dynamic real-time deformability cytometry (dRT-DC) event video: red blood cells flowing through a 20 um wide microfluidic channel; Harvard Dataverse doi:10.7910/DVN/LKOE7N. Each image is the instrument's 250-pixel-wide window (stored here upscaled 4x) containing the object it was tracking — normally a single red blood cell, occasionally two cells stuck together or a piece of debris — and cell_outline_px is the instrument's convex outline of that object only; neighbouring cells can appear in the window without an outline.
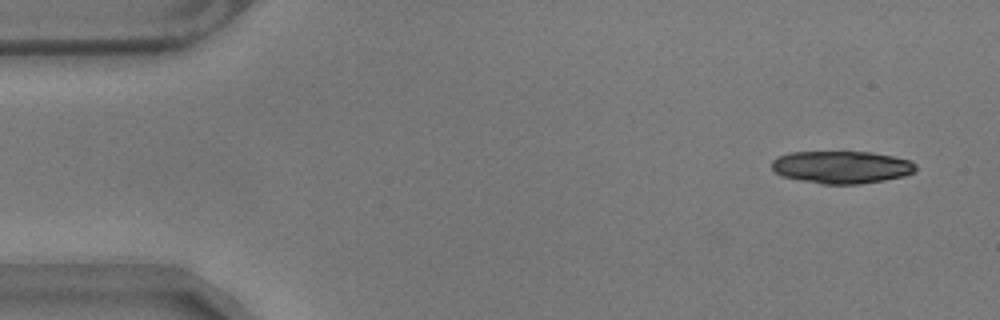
{"species": "common noctule bat (a hibernating species)", "species_latin": "Nyctalus noctula", "temperature_condition": "warm", "stored_images_in_passage": 40, "camera_frame_rate_fps": 3000, "um_per_image_px": 0.085, "animal": {"sex": "male", "body_mass_g": 17.9}, "frame": {"image": 1, "passage_image": 2, "time_ms": 0.333, "image_size_px": [1000, 320], "cell_outline_px": [[916, 168], [912, 172], [904, 176], [884, 180], [860, 184], [820, 184], [780, 176], [772, 168], [772, 160], [776, 156], [792, 152], [872, 152], [912, 160], [916, 164]], "centroid_in_image_um": [71.52, 14.2], "position_along_channel_um": 13.5, "area_um2": 27.4}}
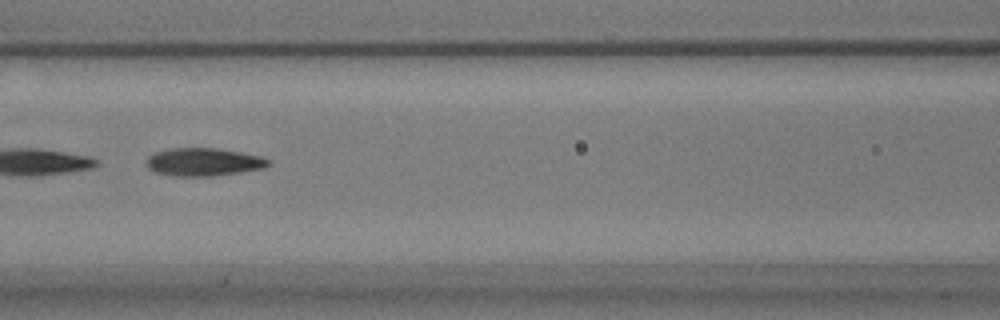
{"frame": {"image": 2, "passage_image": 23, "time_ms": 7.333, "image_size_px": [1000, 320], "cell_outline_px": [[272, 164], [264, 168], [240, 172], [212, 176], [172, 176], [156, 172], [148, 168], [148, 156], [152, 152], [172, 148], [216, 148], [240, 152], [260, 156], [268, 160]], "centroid_in_image_um": [17.3, 13.77], "position_along_channel_um": 149.3, "area_um2": 19.83}}
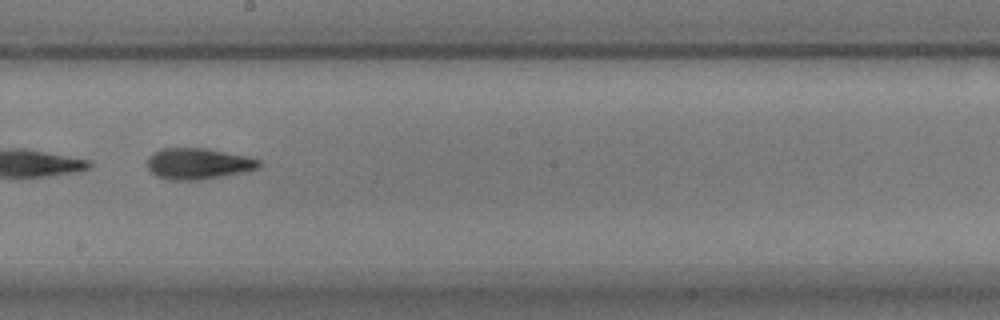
{"frame": {"image": 3, "passage_image": 30, "time_ms": 9.667, "image_size_px": [1000, 320], "cell_outline_px": [[264, 164], [260, 168], [248, 172], [200, 180], [168, 180], [156, 176], [148, 168], [148, 156], [152, 152], [160, 148], [208, 148], [244, 156], [260, 160]], "centroid_in_image_um": [16.87, 13.92], "position_along_channel_um": 231.3, "area_um2": 20.63}}